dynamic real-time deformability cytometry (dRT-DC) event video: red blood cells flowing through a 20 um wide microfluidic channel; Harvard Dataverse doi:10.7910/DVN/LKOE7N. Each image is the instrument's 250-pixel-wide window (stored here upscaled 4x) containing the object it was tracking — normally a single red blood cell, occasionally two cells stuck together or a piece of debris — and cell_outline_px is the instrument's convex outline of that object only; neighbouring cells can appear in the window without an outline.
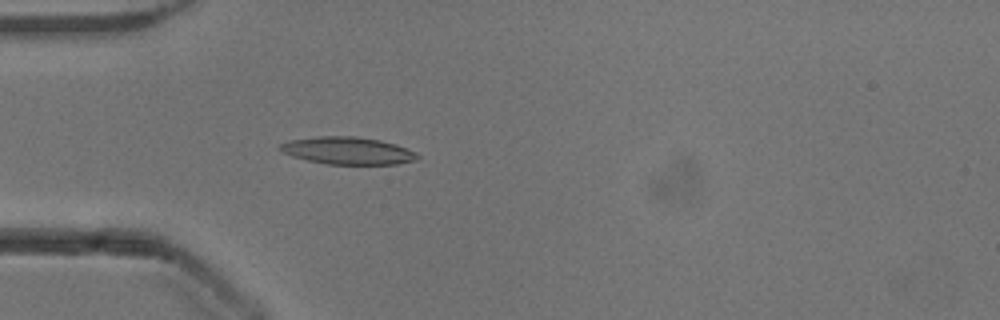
{"species": "common noctule bat (a hibernating species)", "species_latin": "Nyctalus noctula", "temperature_condition": "cold", "stored_images_in_passage": 41, "camera_frame_rate_fps": 3000, "um_per_image_px": 0.085, "animal": {"sex": "male", "body_mass_g": 13.3}, "frame": {"image": 1, "passage_image": 4, "time_ms": 1.0, "image_size_px": [1000, 320], "cell_outline_px": [[420, 156], [416, 160], [396, 164], [328, 164], [308, 160], [292, 156], [276, 148], [280, 144], [292, 140], [320, 136], [356, 136], [380, 140], [396, 144], [416, 152]], "centroid_in_image_um": [29.58, 12.8], "position_along_channel_um": 55.4, "area_um2": 21.79}}
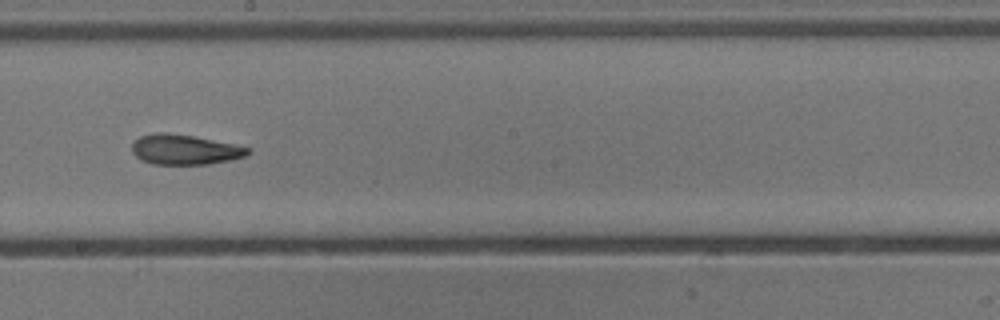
{"frame": {"image": 2, "passage_image": 18, "time_ms": 5.667, "image_size_px": [1000, 320], "cell_outline_px": [[252, 152], [244, 156], [232, 160], [208, 164], [152, 164], [140, 160], [132, 152], [132, 144], [140, 136], [156, 132], [164, 132], [192, 136], [252, 148]], "centroid_in_image_um": [15.7, 12.72], "position_along_channel_um": 232.5, "area_um2": 20.23}}
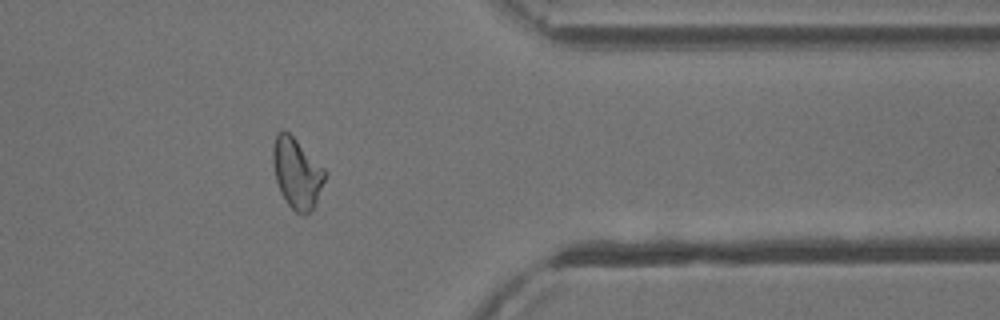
{"frame": {"image": 3, "passage_image": 31, "time_ms": 10.0, "image_size_px": [1000, 320], "cell_outline_px": [[328, 172], [316, 204], [304, 216], [296, 212], [288, 204], [280, 192], [276, 180], [272, 160], [272, 148], [276, 136], [284, 128]], "centroid_in_image_um": [25.24, 14.73], "position_along_channel_um": 386.2, "area_um2": 21.21}, "authors_computed_cell_mechanics": {"area_um2": 20.9236, "velocity_mm_per_s": 3.9152, "shape_relaxation_time_tau1_ms": 5.7877, "shape_relaxation_time_tau2_ms": 3.3107, "deformation_change_tau1": 0.1942, "deformation_change_tau2": 0.1237}}